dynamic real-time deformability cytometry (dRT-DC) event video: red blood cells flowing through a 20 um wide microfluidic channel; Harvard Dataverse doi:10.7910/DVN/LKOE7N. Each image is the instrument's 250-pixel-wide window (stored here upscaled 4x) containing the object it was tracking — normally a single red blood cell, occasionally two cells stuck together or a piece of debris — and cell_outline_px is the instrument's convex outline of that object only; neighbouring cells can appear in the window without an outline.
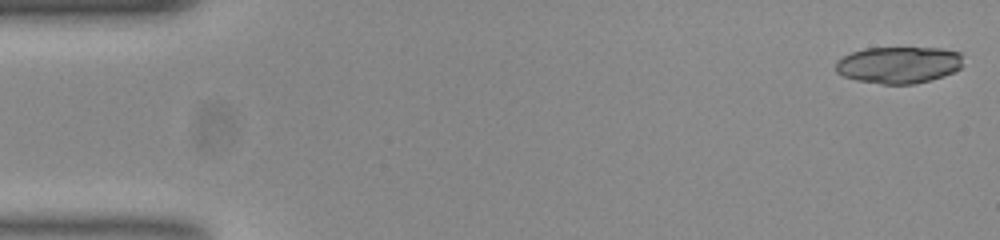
{"species": "common noctule bat (a hibernating species)", "species_latin": "Nyctalus noctula", "temperature_condition": "room temperature", "stored_images_in_passage": 53, "camera_frame_rate_fps": 3000, "um_per_image_px": 0.085, "animal": {"sex": "female", "body_mass_g": 23.0, "forearm_length_mm": 53.4}, "frame": {"image": 1, "passage_image": 1, "time_ms": 0.0, "image_size_px": [1000, 240], "cell_outline_px": [[960, 68], [944, 76], [932, 80], [912, 84], [880, 84], [856, 80], [844, 76], [836, 72], [836, 60], [852, 52], [864, 48], [940, 48], [960, 52]], "centroid_in_image_um": [76.36, 5.52], "position_along_channel_um": 8.6, "area_um2": 27.22}}
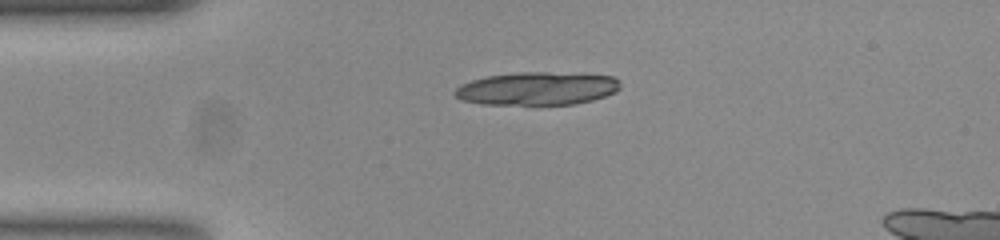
{"frame": {"image": 2, "passage_image": 12, "time_ms": 3.667, "image_size_px": [1000, 240], "cell_outline_px": [[620, 88], [616, 92], [592, 100], [576, 104], [480, 104], [460, 100], [452, 92], [460, 84], [472, 80], [488, 76], [520, 72], [548, 72], [612, 76], [620, 80]], "centroid_in_image_um": [45.64, 7.53], "position_along_channel_um": 39.4, "area_um2": 31.85}}
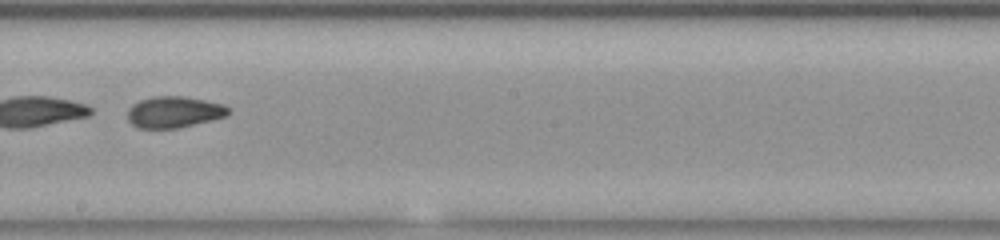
{"frame": {"image": 3, "passage_image": 30, "time_ms": 9.667, "image_size_px": [1000, 240], "cell_outline_px": [[232, 108], [228, 116], [180, 128], [136, 128], [128, 120], [128, 108], [132, 104], [140, 100], [152, 96], [184, 96], [224, 104]], "centroid_in_image_um": [14.82, 9.52], "position_along_channel_um": 233.4, "area_um2": 18.73}, "authors_computed_cell_mechanics": {"area_um2": 28.2642, "velocity_mm_per_s": 3.776, "shape_relaxation_time_tau1_ms": 8.7397, "shape_relaxation_time_tau2_ms": 2.5363, "deformation_change_tau1": 0.2062, "deformation_change_tau2": 0.0784}}